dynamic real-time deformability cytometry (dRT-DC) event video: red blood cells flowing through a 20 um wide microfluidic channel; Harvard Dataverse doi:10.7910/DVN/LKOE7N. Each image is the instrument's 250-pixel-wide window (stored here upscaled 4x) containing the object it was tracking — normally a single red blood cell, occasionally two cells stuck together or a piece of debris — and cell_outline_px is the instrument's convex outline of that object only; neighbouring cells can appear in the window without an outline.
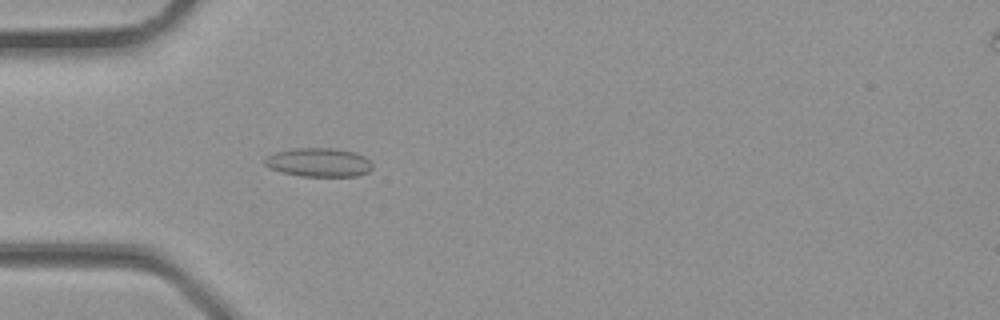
{"species": "common noctule bat (a hibernating species)", "species_latin": "Nyctalus noctula", "temperature_condition": "room temperature", "stored_images_in_passage": 27, "camera_frame_rate_fps": 3000, "um_per_image_px": 0.085, "animal": {"sex": "male", "body_mass_g": 23.1, "forearm_length_mm": 52.7}, "frame": {"image": 1, "passage_image": 6, "time_ms": 1.667, "image_size_px": [1000, 320], "cell_outline_px": [[372, 168], [368, 172], [360, 176], [300, 176], [280, 172], [268, 168], [264, 164], [264, 160], [268, 156], [276, 152], [296, 148], [332, 148], [356, 152], [364, 156], [372, 164]], "centroid_in_image_um": [27.1, 13.81], "position_along_channel_um": 57.9, "area_um2": 18.15}}
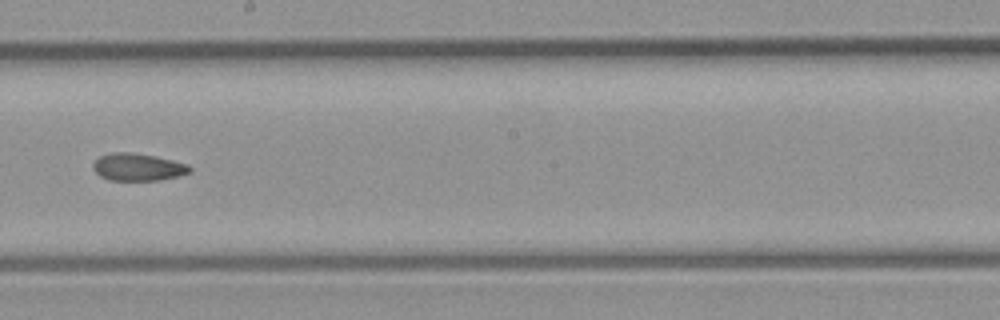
{"frame": {"image": 2, "passage_image": 15, "time_ms": 4.667, "image_size_px": [1000, 320], "cell_outline_px": [[192, 172], [160, 180], [108, 180], [100, 176], [92, 168], [92, 164], [100, 156], [112, 152], [132, 152], [156, 156], [188, 164], [192, 168]], "centroid_in_image_um": [11.72, 14.19], "position_along_channel_um": 236.5, "area_um2": 15.49}}
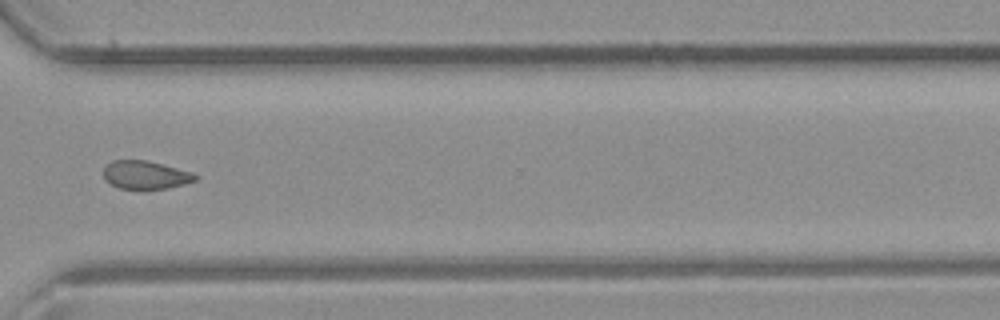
{"frame": {"image": 3, "passage_image": 21, "time_ms": 6.667, "image_size_px": [1000, 320], "cell_outline_px": [[200, 176], [196, 180], [168, 188], [144, 192], [120, 188], [104, 180], [104, 168], [112, 160], [144, 160], [192, 172]], "centroid_in_image_um": [12.36, 14.92], "position_along_channel_um": 358.2, "area_um2": 15.43}}